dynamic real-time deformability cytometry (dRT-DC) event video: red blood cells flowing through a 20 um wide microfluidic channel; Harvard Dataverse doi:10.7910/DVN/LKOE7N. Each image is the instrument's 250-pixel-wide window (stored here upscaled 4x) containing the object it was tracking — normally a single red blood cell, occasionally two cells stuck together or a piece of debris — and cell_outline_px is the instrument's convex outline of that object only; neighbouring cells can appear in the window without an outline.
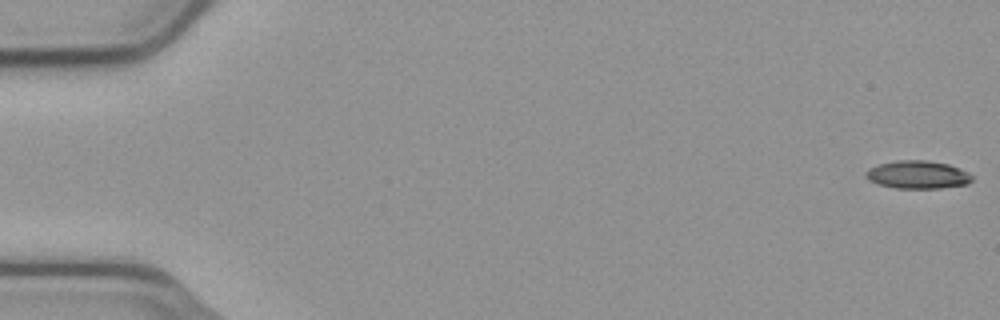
{"species": "common noctule bat (a hibernating species)", "species_latin": "Nyctalus noctula", "temperature_condition": "cold", "stored_images_in_passage": 56, "camera_frame_rate_fps": 3000, "um_per_image_px": 0.085, "animal": {"sex": "male", "body_mass_g": 23.1, "forearm_length_mm": 52.7}, "frame": {"image": 1, "passage_image": 1, "time_ms": 0.0, "image_size_px": [1000, 320], "cell_outline_px": [[972, 180], [968, 184], [940, 188], [896, 188], [880, 184], [868, 180], [864, 176], [864, 172], [868, 168], [876, 164], [896, 160], [928, 160], [948, 164], [960, 168], [968, 172], [972, 176]], "centroid_in_image_um": [77.97, 14.83], "position_along_channel_um": 7.0, "area_um2": 17.51}}
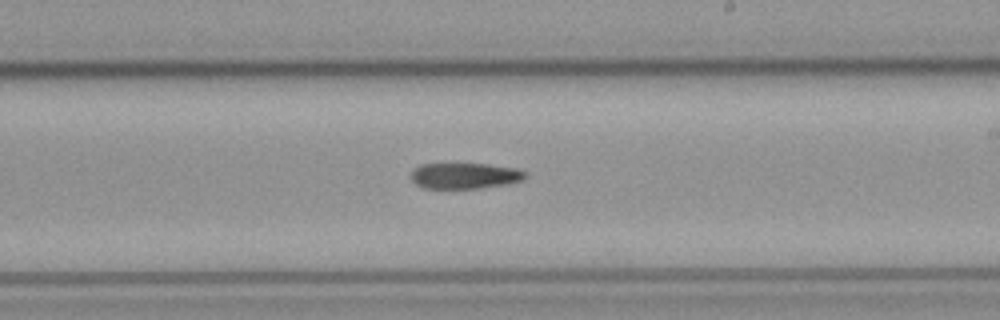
{"frame": {"image": 2, "passage_image": 33, "time_ms": 10.667, "image_size_px": [1000, 320], "cell_outline_px": [[524, 176], [520, 180], [508, 184], [480, 188], [420, 188], [412, 180], [412, 172], [420, 164], [488, 164], [516, 168], [524, 172]], "centroid_in_image_um": [39.47, 14.94], "position_along_channel_um": 249.5, "area_um2": 16.99}}
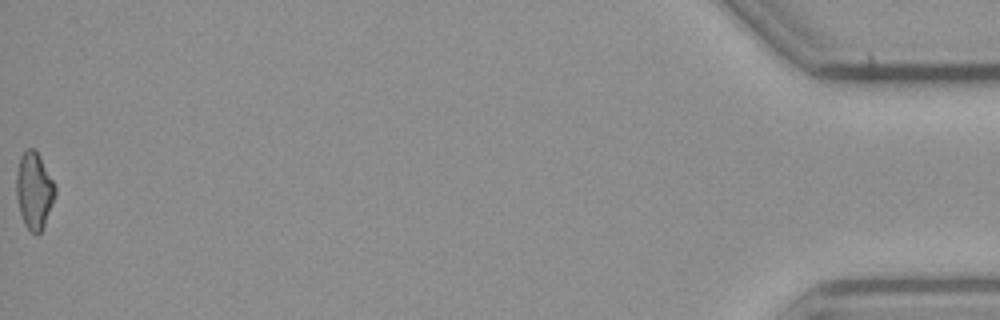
{"frame": {"image": 3, "passage_image": 56, "time_ms": 18.333, "image_size_px": [1000, 320], "cell_outline_px": [[56, 196], [44, 224], [40, 232], [36, 236], [24, 224], [20, 212], [16, 196], [16, 172], [20, 156], [28, 148], [32, 148], [40, 156], [56, 184]], "centroid_in_image_um": [2.91, 16.19], "position_along_channel_um": 432.3, "area_um2": 17.46}}